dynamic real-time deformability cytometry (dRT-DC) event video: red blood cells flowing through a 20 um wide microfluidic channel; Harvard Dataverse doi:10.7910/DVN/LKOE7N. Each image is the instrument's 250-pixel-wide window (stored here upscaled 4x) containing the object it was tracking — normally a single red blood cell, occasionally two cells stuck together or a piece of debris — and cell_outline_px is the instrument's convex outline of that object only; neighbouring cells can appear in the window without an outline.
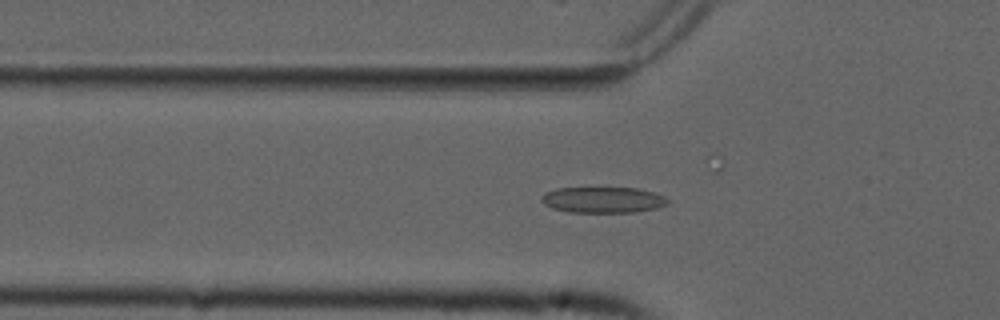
{"species": "common noctule bat (a hibernating species)", "species_latin": "Nyctalus noctula", "temperature_condition": "cold", "stored_images_in_passage": 44, "camera_frame_rate_fps": 3000, "um_per_image_px": 0.085, "animal": {"sex": "male", "forearm_length_mm": 52.5}, "frame": {"image": 1, "passage_image": 17, "time_ms": 5.333, "image_size_px": [1000, 320], "cell_outline_px": [[668, 204], [656, 208], [636, 212], [568, 212], [552, 208], [544, 204], [540, 200], [548, 192], [556, 188], [636, 188], [652, 192], [664, 196], [668, 200]], "centroid_in_image_um": [51.26, 16.99], "position_along_channel_um": 74.5, "area_um2": 18.9}}
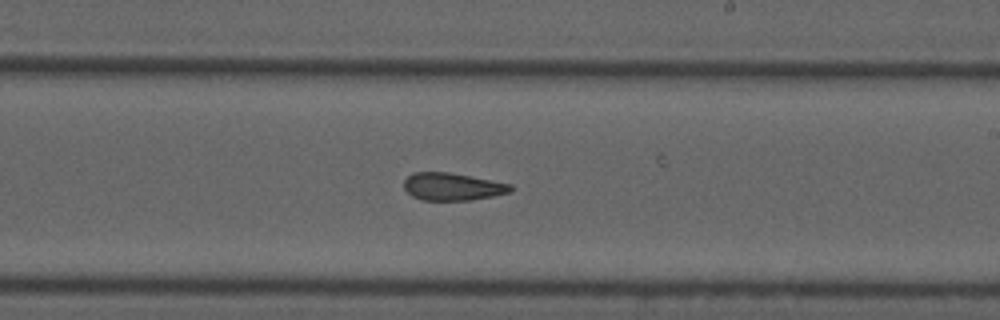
{"frame": {"image": 2, "passage_image": 31, "time_ms": 10.0, "image_size_px": [1000, 320], "cell_outline_px": [[512, 188], [508, 192], [492, 196], [472, 200], [420, 200], [412, 196], [404, 188], [404, 180], [412, 172], [448, 172], [512, 184]], "centroid_in_image_um": [38.41, 15.86], "position_along_channel_um": 250.6, "area_um2": 16.99}}
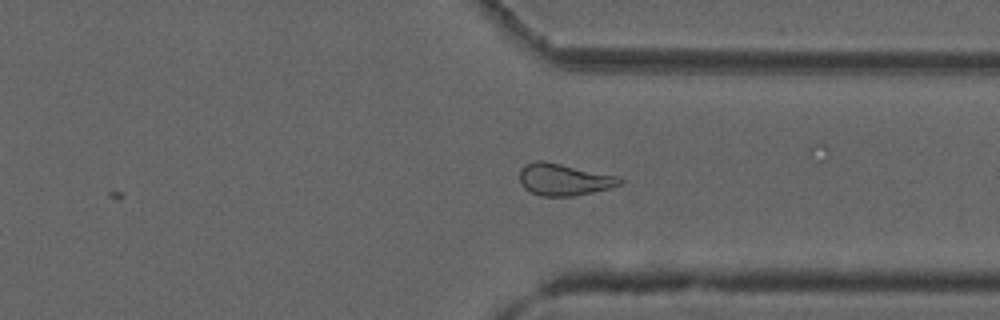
{"frame": {"image": 3, "passage_image": 40, "time_ms": 13.0, "image_size_px": [1000, 320], "cell_outline_px": [[624, 180], [620, 184], [612, 188], [572, 196], [540, 196], [524, 188], [520, 184], [520, 168], [524, 164], [536, 160], [544, 160], [620, 176]], "centroid_in_image_um": [47.94, 15.24], "position_along_channel_um": 363.5, "area_um2": 18.9}, "authors_computed_cell_mechanics": {"area_um2": 18.4671, "velocity_mm_per_s": 3.7611, "shape_relaxation_time_tau1_ms": null, "shape_relaxation_time_tau2_ms": 3.6889, "deformation_change_tau1": null, "deformation_change_tau2": 0.1254}}